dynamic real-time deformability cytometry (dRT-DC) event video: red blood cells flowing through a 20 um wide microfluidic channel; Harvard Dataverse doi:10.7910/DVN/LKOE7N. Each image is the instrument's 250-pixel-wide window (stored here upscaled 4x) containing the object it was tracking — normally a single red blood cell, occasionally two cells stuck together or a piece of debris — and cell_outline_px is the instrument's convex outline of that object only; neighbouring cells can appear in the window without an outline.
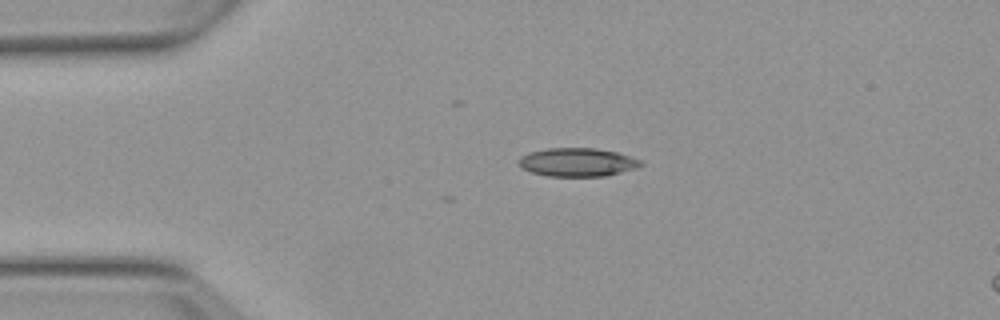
{"species": "Egyptian fruit bat (a non-hibernating species)", "species_latin": "Rousettus aegyptiacus", "temperature_condition": "warm", "stored_images_in_passage": 4, "segment_of_instrument_passage": [1, 2], "camera_frame_rate_fps": 3000, "um_per_image_px": 0.085, "animal": {"sex": "female"}, "frame": {"image": 1, "passage_image": 2, "time_ms": 3.667, "image_size_px": [1000, 320], "cell_outline_px": [[644, 164], [636, 168], [604, 176], [548, 176], [532, 172], [520, 168], [516, 160], [520, 156], [528, 152], [548, 148], [596, 148], [616, 152], [640, 160]], "centroid_in_image_um": [49.01, 13.78], "position_along_channel_um": 36.0, "area_um2": 20.29}}